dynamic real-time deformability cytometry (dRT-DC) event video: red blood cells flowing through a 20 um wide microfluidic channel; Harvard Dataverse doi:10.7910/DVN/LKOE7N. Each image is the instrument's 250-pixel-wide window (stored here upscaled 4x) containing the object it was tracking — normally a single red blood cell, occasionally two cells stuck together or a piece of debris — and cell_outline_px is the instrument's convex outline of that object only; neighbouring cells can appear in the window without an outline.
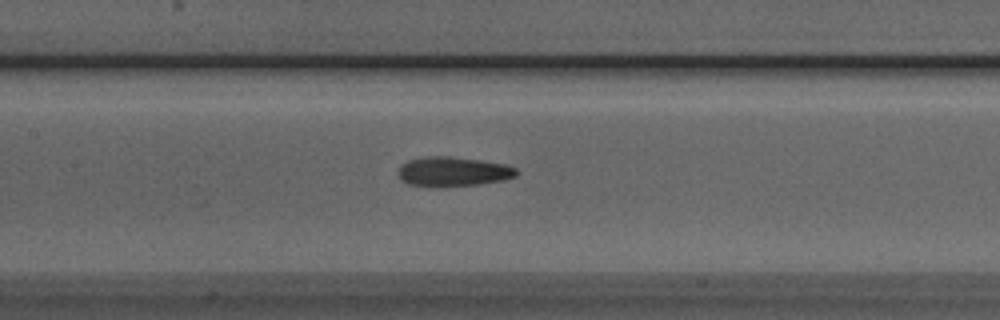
{"species": "Egyptian fruit bat (a non-hibernating species)", "species_latin": "Rousettus aegyptiacus", "temperature_condition": "room temperature", "stored_images_in_passage": 35, "camera_frame_rate_fps": 3000, "um_per_image_px": 0.085, "animal": {"sex": "male"}, "frame": {"image": 1, "passage_image": 8, "time_ms": 2.333, "image_size_px": [1000, 320], "cell_outline_px": [[520, 172], [516, 176], [504, 180], [476, 184], [408, 184], [400, 180], [396, 172], [400, 164], [408, 160], [424, 156], [452, 156], [508, 164], [516, 168]], "centroid_in_image_um": [38.52, 14.53], "position_along_channel_um": 168.9, "area_um2": 20.0}}
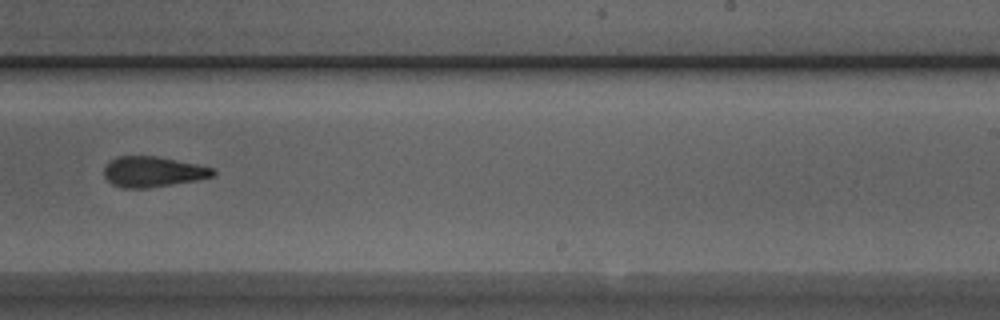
{"frame": {"image": 2, "passage_image": 16, "time_ms": 5.0, "image_size_px": [1000, 320], "cell_outline_px": [[216, 172], [212, 176], [196, 180], [148, 188], [124, 188], [112, 184], [104, 176], [104, 168], [116, 156], [156, 156], [196, 164], [212, 168]], "centroid_in_image_um": [12.97, 14.6], "position_along_channel_um": 276.0, "area_um2": 19.07}}
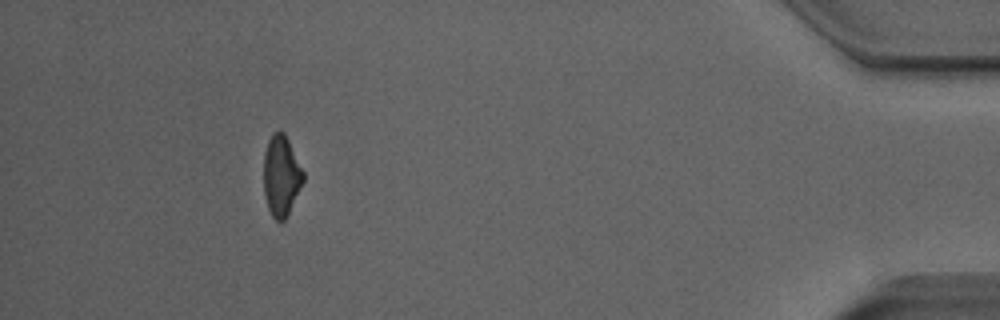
{"frame": {"image": 3, "passage_image": 31, "time_ms": 10.0, "image_size_px": [1000, 320], "cell_outline_px": [[304, 180], [288, 216], [280, 224], [272, 216], [268, 208], [264, 196], [264, 152], [268, 140], [272, 132], [280, 128], [284, 132], [304, 172]], "centroid_in_image_um": [23.9, 14.94], "position_along_channel_um": 411.3, "area_um2": 18.9}}